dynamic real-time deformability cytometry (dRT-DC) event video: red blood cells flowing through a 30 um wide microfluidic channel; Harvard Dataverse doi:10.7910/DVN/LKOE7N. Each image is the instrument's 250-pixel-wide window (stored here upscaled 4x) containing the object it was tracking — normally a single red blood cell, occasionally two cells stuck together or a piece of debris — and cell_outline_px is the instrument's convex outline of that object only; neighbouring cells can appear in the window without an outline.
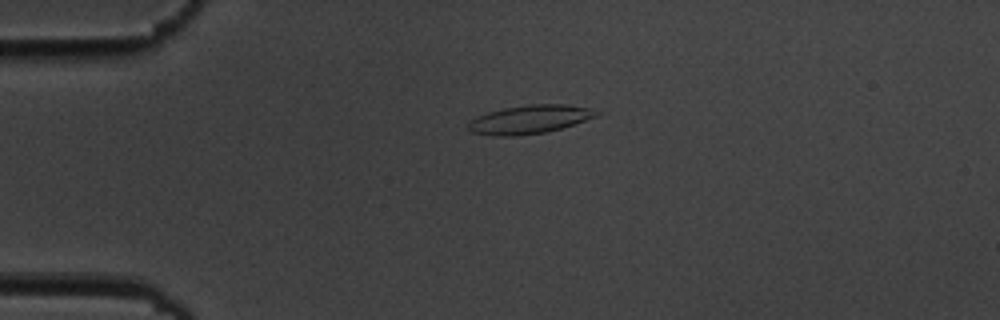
{"species": "common noctule bat (a hibernating species)", "species_latin": "Nyctalus noctula", "temperature_condition": "cold", "stored_images_in_passage": 13, "camera_frame_rate_fps": 3000, "um_per_image_px": 0.085, "animal": {"sex": "male", "body_mass_g": 19.5, "forearm_length_mm": 54.6}, "frame": {"image": 1, "passage_image": 2, "time_ms": 1.333, "image_size_px": [1000, 320], "cell_outline_px": [[600, 116], [560, 128], [544, 132], [512, 136], [496, 136], [472, 132], [468, 128], [468, 120], [488, 112], [504, 108], [528, 104], [564, 104], [588, 108], [600, 112]], "centroid_in_image_um": [45.01, 10.14], "position_along_channel_um": 40.0, "area_um2": 21.15}}
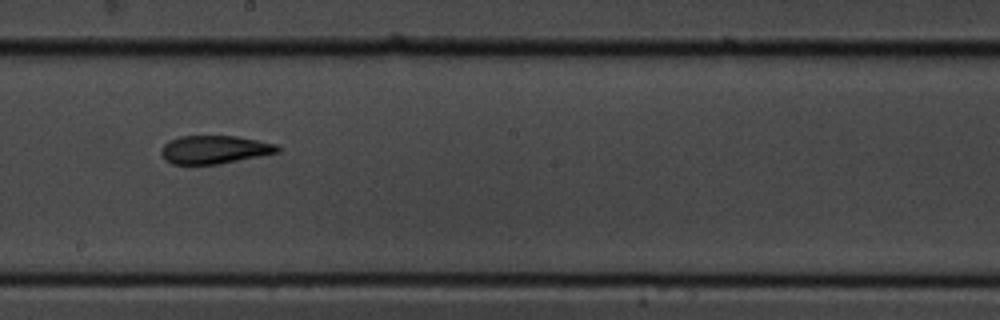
{"frame": {"image": 2, "passage_image": 7, "time_ms": 7.667, "image_size_px": [1000, 320], "cell_outline_px": [[280, 152], [220, 164], [172, 164], [164, 160], [160, 152], [160, 148], [168, 140], [180, 136], [236, 136], [276, 144], [280, 148]], "centroid_in_image_um": [18.19, 12.72], "position_along_channel_um": 230.0, "area_um2": 19.25}}
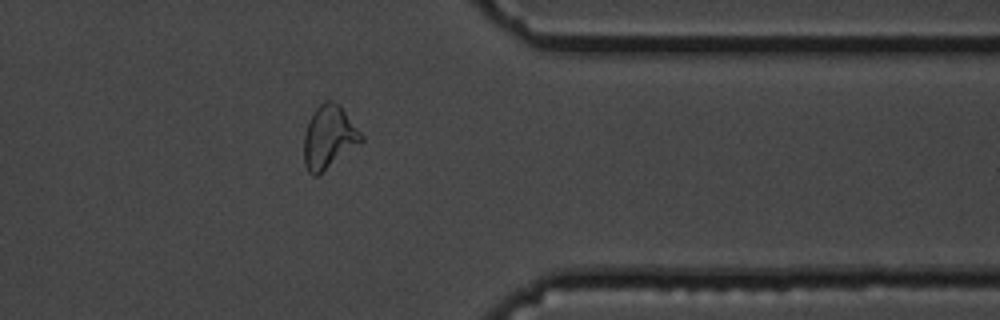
{"frame": {"image": 3, "passage_image": 11, "time_ms": 12.333, "image_size_px": [1000, 320], "cell_outline_px": [[364, 140], [316, 176], [312, 176], [308, 172], [304, 164], [304, 132], [308, 120], [316, 108], [324, 100], [332, 100], [340, 104], [364, 136]], "centroid_in_image_um": [27.94, 11.62], "position_along_channel_um": 383.5, "area_um2": 21.04}, "authors_computed_cell_mechanics": {"area_um2": 20.23, "velocity_mm_per_s": 3.5014, "shape_relaxation_time_tau1_ms": 4.6697, "shape_relaxation_time_tau2_ms": 2.6648, "deformation_change_tau1": 0.1502, "deformation_change_tau2": 0.0809}}